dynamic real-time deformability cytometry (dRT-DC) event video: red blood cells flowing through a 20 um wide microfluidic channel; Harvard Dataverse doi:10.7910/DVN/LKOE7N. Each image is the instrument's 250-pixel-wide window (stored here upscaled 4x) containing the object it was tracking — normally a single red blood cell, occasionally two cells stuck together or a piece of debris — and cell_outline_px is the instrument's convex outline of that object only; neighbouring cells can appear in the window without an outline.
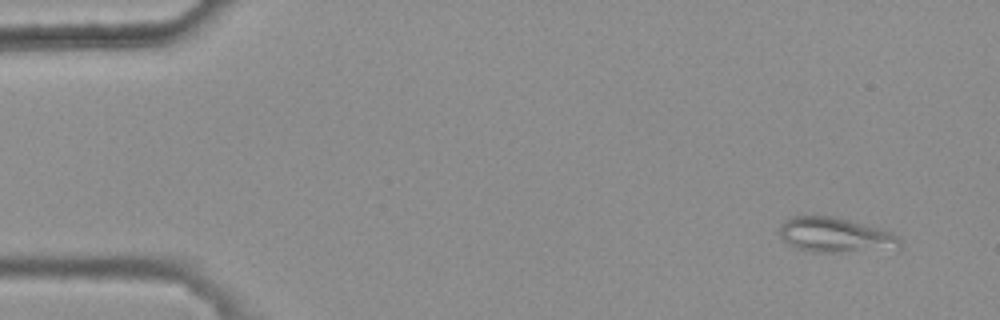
{"species": "common noctule bat (a hibernating species)", "species_latin": "Nyctalus noctula", "temperature_condition": "warm", "stored_images_in_passage": 9, "camera_frame_rate_fps": 3000, "um_per_image_px": 0.085, "animal": {"sex": "female", "body_mass_g": 25.1}, "frame": {"image": 1, "passage_image": 1, "time_ms": 0.0, "image_size_px": [1000, 320], "cell_outline_px": [[900, 252], [812, 252], [796, 248], [788, 244], [780, 236], [780, 224], [784, 220], [792, 216], [836, 216], [880, 228], [892, 232], [900, 236]], "centroid_in_image_um": [71.13, 20.01], "position_along_channel_um": 13.9, "area_um2": 25.49}}
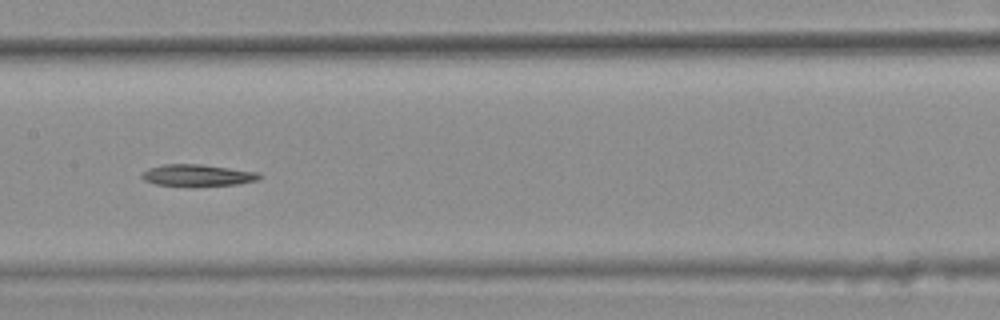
{"frame": {"image": 2, "passage_image": 7, "time_ms": 2.0, "image_size_px": [1000, 320], "cell_outline_px": [[260, 176], [256, 180], [236, 184], [196, 188], [192, 188], [156, 184], [144, 180], [140, 176], [148, 168], [164, 164], [200, 164], [260, 172]], "centroid_in_image_um": [16.76, 14.93], "position_along_channel_um": 190.6, "area_um2": 15.32}}
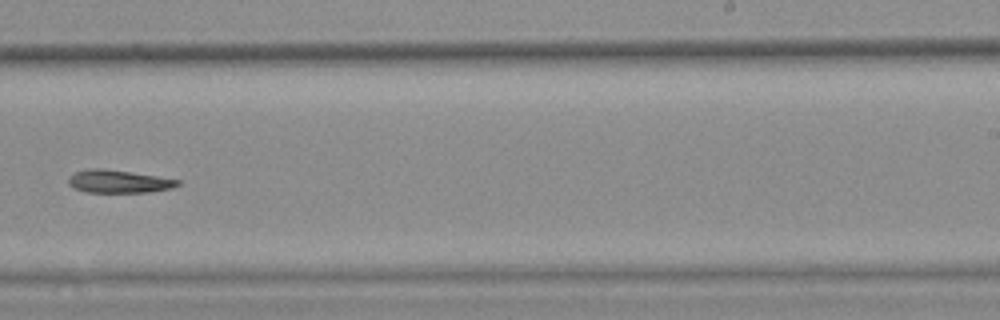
{"frame": {"image": 3, "passage_image": 9, "time_ms": 2.667, "image_size_px": [1000, 320], "cell_outline_px": [[180, 184], [172, 188], [148, 192], [88, 192], [72, 188], [68, 184], [68, 180], [76, 172], [92, 168], [100, 168], [156, 176], [180, 180]], "centroid_in_image_um": [10.08, 15.43], "position_along_channel_um": 278.9, "area_um2": 14.28}}